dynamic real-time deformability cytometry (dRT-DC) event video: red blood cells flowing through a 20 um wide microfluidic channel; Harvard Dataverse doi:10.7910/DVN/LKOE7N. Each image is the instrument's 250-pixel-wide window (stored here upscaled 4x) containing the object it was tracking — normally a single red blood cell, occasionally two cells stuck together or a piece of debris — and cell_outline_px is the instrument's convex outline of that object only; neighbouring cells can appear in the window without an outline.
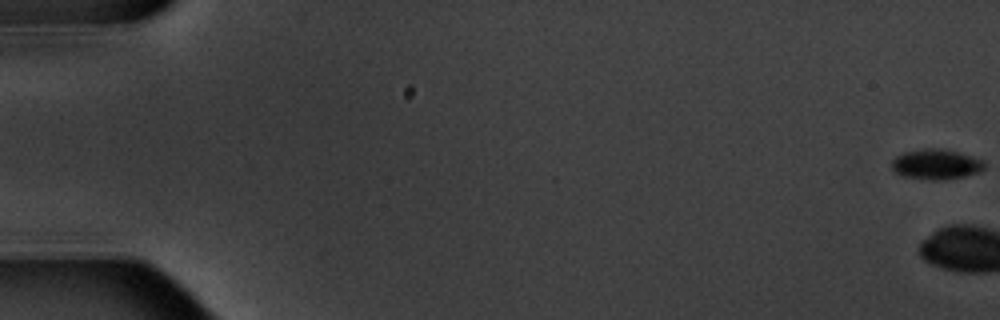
{"species": "common noctule bat (a hibernating species)", "species_latin": "Nyctalus noctula", "temperature_condition": "warm", "stored_images_in_passage": 9, "camera_frame_rate_fps": 3000, "um_per_image_px": 0.085, "animal": {"sex": "male", "body_mass_g": 20.1, "forearm_length_mm": 53.5}, "frame": {"image": 1, "passage_image": 1, "time_ms": 0.0, "image_size_px": [1000, 320], "cell_outline_px": [[984, 168], [980, 172], [964, 176], [940, 180], [928, 180], [904, 176], [896, 172], [892, 168], [892, 160], [896, 156], [904, 152], [924, 148], [944, 148], [984, 160]], "centroid_in_image_um": [79.57, 13.95], "position_along_channel_um": 5.4, "area_um2": 16.3}}